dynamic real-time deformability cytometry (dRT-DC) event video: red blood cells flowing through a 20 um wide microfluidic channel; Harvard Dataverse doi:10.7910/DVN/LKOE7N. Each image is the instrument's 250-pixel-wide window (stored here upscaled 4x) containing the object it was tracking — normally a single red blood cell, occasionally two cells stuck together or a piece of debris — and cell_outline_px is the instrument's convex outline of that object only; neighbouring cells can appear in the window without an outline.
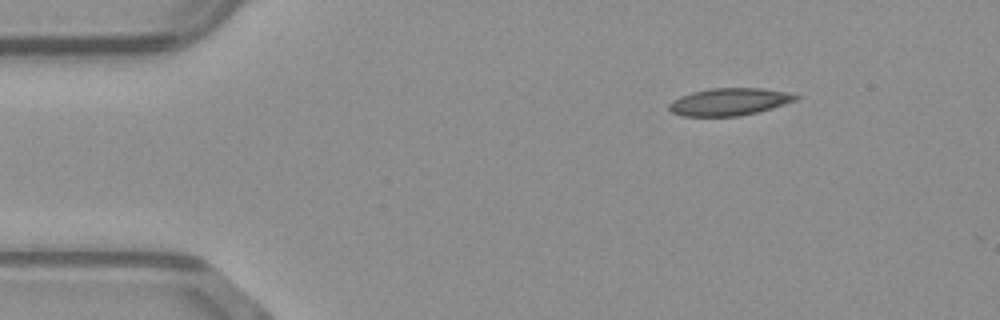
{"species": "common noctule bat (a hibernating species)", "species_latin": "Nyctalus noctula", "temperature_condition": "warm", "stored_images_in_passage": 3, "camera_frame_rate_fps": 3000, "um_per_image_px": 0.085, "animal": {"sex": "male", "body_mass_g": 23.1, "forearm_length_mm": 52.7}, "frame": {"image": 1, "passage_image": 1, "time_ms": 0.0, "image_size_px": [1000, 320], "cell_outline_px": [[800, 96], [796, 100], [772, 108], [756, 112], [736, 116], [684, 116], [672, 112], [668, 108], [668, 104], [672, 100], [680, 96], [692, 92], [708, 88], [764, 88], [788, 92]], "centroid_in_image_um": [61.97, 8.64], "position_along_channel_um": 23.0, "area_um2": 20.17}}